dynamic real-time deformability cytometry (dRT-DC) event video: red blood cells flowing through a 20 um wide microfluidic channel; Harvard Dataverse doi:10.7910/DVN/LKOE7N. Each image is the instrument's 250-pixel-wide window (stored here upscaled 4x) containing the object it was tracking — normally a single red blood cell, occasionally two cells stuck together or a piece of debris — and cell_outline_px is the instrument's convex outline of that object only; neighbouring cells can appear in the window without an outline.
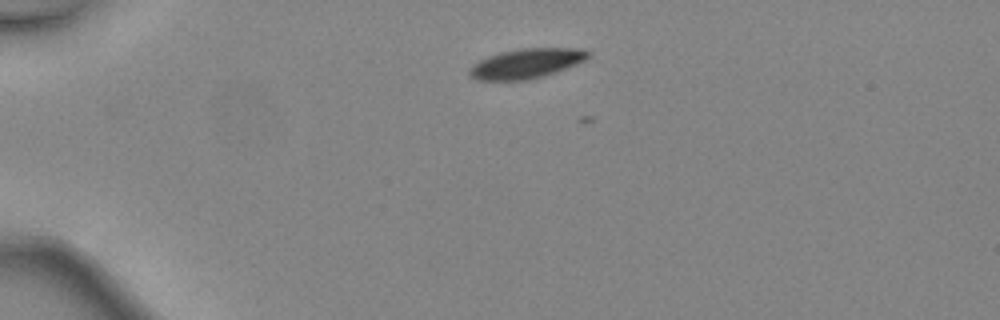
{"species": "common noctule bat (a hibernating species)", "species_latin": "Nyctalus noctula", "temperature_condition": "warm", "stored_images_in_passage": 2, "camera_frame_rate_fps": 3000, "um_per_image_px": 0.085, "animal": {"sex": "female", "body_mass_g": 24.6, "forearm_length_mm": 56.2}, "frame": {"image": 1, "passage_image": 1, "time_ms": 0.0, "image_size_px": [1000, 320], "cell_outline_px": [[588, 56], [584, 60], [576, 64], [556, 72], [544, 76], [528, 80], [476, 80], [468, 72], [468, 68], [472, 64], [488, 56], [500, 52], [520, 48], [584, 48], [588, 52]], "centroid_in_image_um": [44.71, 5.39], "position_along_channel_um": 40.3, "area_um2": 20.58}}